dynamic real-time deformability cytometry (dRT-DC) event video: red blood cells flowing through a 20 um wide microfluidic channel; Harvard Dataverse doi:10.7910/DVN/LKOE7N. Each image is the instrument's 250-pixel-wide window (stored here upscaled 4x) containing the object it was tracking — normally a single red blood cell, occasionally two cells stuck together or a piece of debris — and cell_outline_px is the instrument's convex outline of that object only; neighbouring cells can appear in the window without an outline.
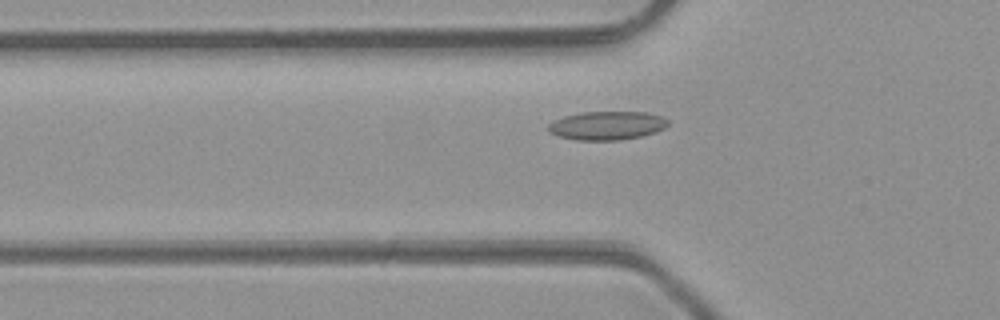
{"species": "common noctule bat (a hibernating species)", "species_latin": "Nyctalus noctula", "temperature_condition": "room temperature", "stored_images_in_passage": 37, "camera_frame_rate_fps": 3000, "um_per_image_px": 0.085, "animal": {"sex": "male", "body_mass_g": 23.1, "forearm_length_mm": 52.7}, "frame": {"image": 1, "passage_image": 10, "time_ms": 3.0, "image_size_px": [1000, 320], "cell_outline_px": [[668, 124], [664, 128], [656, 132], [640, 136], [620, 140], [576, 140], [560, 136], [548, 132], [548, 124], [552, 120], [564, 116], [584, 112], [648, 112], [664, 116], [668, 120]], "centroid_in_image_um": [51.6, 10.66], "position_along_channel_um": 74.2, "area_um2": 20.06}}
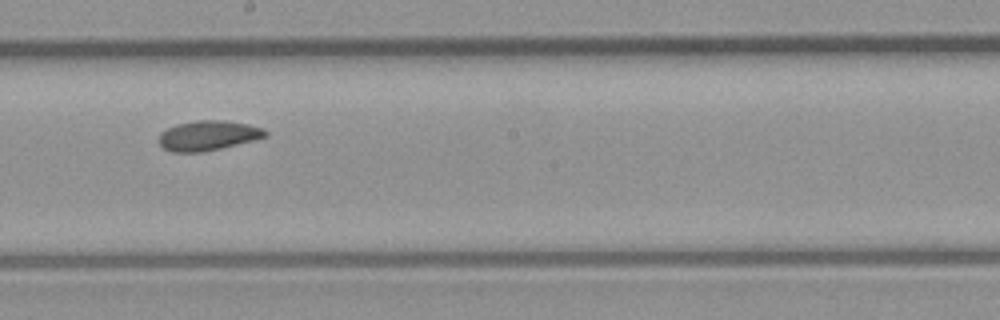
{"frame": {"image": 2, "passage_image": 21, "time_ms": 6.667, "image_size_px": [1000, 320], "cell_outline_px": [[268, 136], [220, 148], [200, 152], [172, 152], [164, 148], [156, 140], [160, 132], [176, 124], [196, 120], [220, 120], [248, 124], [264, 128], [268, 132]], "centroid_in_image_um": [17.65, 11.51], "position_along_channel_um": 230.6, "area_um2": 18.5}}
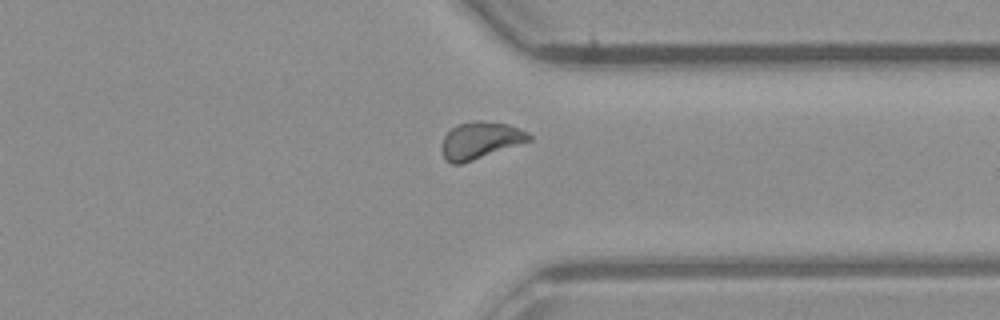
{"frame": {"image": 3, "passage_image": 31, "time_ms": 10.0, "image_size_px": [1000, 320], "cell_outline_px": [[532, 140], [460, 164], [452, 164], [444, 160], [440, 148], [444, 136], [452, 128], [460, 124], [480, 120], [508, 124], [528, 132], [532, 136]], "centroid_in_image_um": [40.8, 11.94], "position_along_channel_um": 370.6, "area_um2": 18.67}, "authors_computed_cell_mechanics": {"area_um2": 18.6116, "velocity_mm_per_s": 4.2377, "shape_relaxation_time_tau1_ms": 7.1136, "shape_relaxation_time_tau2_ms": 3.001, "deformation_change_tau1": 0.133, "deformation_change_tau2": 0.0729}}